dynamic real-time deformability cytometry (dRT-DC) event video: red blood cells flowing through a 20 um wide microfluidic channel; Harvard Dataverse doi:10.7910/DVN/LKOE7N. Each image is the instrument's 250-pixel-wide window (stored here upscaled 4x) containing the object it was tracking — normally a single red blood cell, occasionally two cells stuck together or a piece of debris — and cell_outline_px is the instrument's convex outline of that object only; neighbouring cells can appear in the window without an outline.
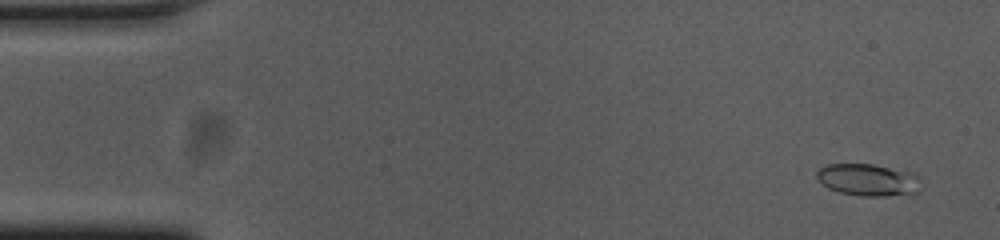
{"species": "common noctule bat (a hibernating species)", "species_latin": "Nyctalus noctula", "temperature_condition": "cold", "stored_images_in_passage": 55, "camera_frame_rate_fps": 3000, "um_per_image_px": 0.085, "animal": {"sex": "female", "body_mass_g": 23.0, "forearm_length_mm": 53.4}, "frame": {"image": 1, "passage_image": 3, "time_ms": 0.667, "image_size_px": [1000, 240], "cell_outline_px": [[924, 188], [920, 192], [888, 196], [860, 196], [840, 192], [828, 188], [816, 176], [816, 172], [820, 168], [828, 164], [872, 164], [912, 172], [920, 176]], "centroid_in_image_um": [73.89, 15.29], "position_along_channel_um": 11.1, "area_um2": 19.77}}
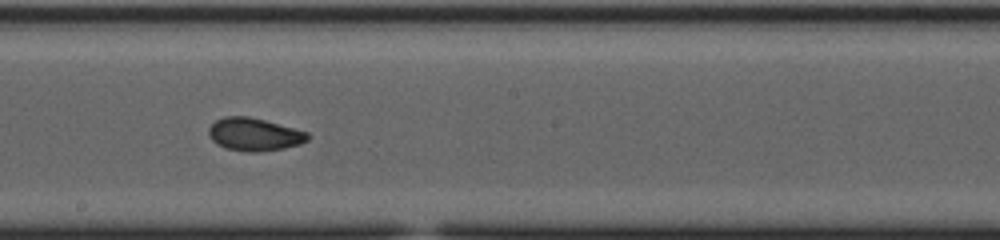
{"frame": {"image": 2, "passage_image": 30, "time_ms": 9.667, "image_size_px": [1000, 240], "cell_outline_px": [[308, 140], [300, 144], [284, 148], [256, 152], [248, 152], [224, 148], [216, 144], [208, 136], [208, 128], [216, 120], [224, 116], [248, 116], [264, 120], [308, 132]], "centroid_in_image_um": [21.57, 11.43], "position_along_channel_um": 226.6, "area_um2": 18.96}}
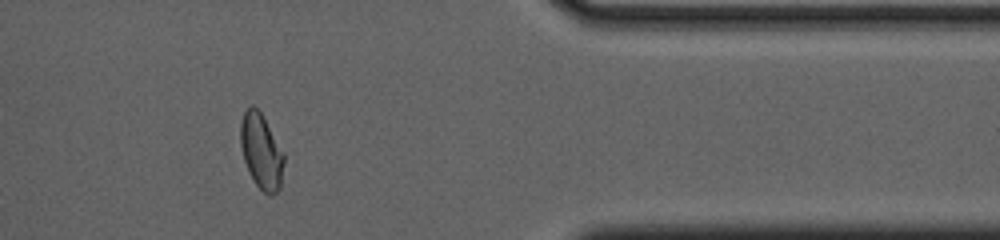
{"frame": {"image": 3, "passage_image": 45, "time_ms": 14.667, "image_size_px": [1000, 240], "cell_outline_px": [[284, 164], [280, 188], [272, 196], [268, 196], [256, 184], [248, 172], [244, 160], [240, 144], [240, 124], [244, 112], [252, 104], [260, 112], [284, 152]], "centroid_in_image_um": [22.21, 12.89], "position_along_channel_um": 389.2, "area_um2": 19.02}, "authors_computed_cell_mechanics": {"area_um2": 18.785, "velocity_mm_per_s": 3.7181, "shape_relaxation_time_tau1_ms": 6.3087, "shape_relaxation_time_tau2_ms": 1.5715, "deformation_change_tau1": 0.1573, "deformation_change_tau2": 0.0576}}